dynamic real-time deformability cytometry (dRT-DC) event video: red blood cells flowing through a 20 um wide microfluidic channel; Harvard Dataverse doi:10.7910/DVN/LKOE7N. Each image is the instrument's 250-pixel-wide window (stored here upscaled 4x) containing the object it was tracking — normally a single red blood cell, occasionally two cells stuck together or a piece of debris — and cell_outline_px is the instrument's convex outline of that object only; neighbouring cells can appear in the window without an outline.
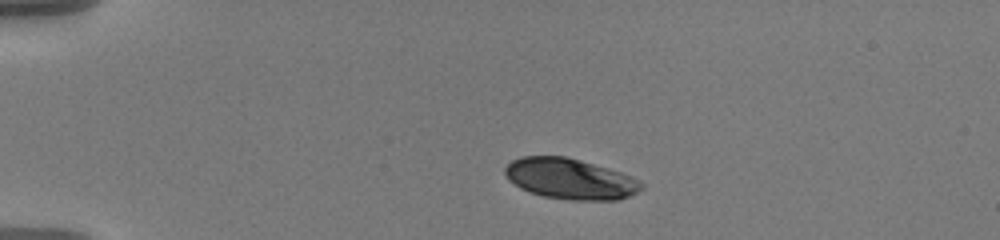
{"species": "human", "species_latin": "Homo sapiens", "temperature_condition": "warm", "stored_images_in_passage": 43, "camera_frame_rate_fps": 3000, "um_per_image_px": 0.085, "donor": {"sex": "male"}, "frame": {"image": 1, "passage_image": 1, "time_ms": 0.0, "image_size_px": [1000, 240], "cell_outline_px": [[644, 188], [620, 200], [568, 200], [544, 196], [528, 192], [520, 188], [508, 180], [504, 172], [504, 168], [512, 160], [520, 156], [564, 156], [608, 168], [620, 172], [644, 184]], "centroid_in_image_um": [48.41, 15.21], "position_along_channel_um": 36.6, "area_um2": 32.25}}
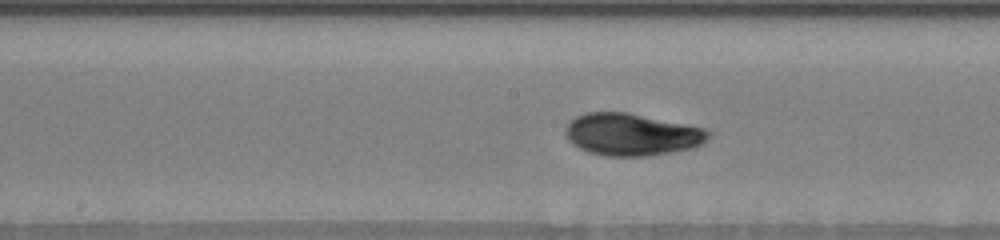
{"frame": {"image": 2, "passage_image": 19, "time_ms": 6.0, "image_size_px": [1000, 240], "cell_outline_px": [[712, 132], [708, 140], [692, 148], [672, 152], [648, 156], [608, 156], [588, 152], [572, 144], [568, 140], [564, 132], [564, 128], [576, 116], [584, 112], [628, 112], [704, 128]], "centroid_in_image_um": [53.69, 11.43], "position_along_channel_um": 194.5, "area_um2": 35.26}}
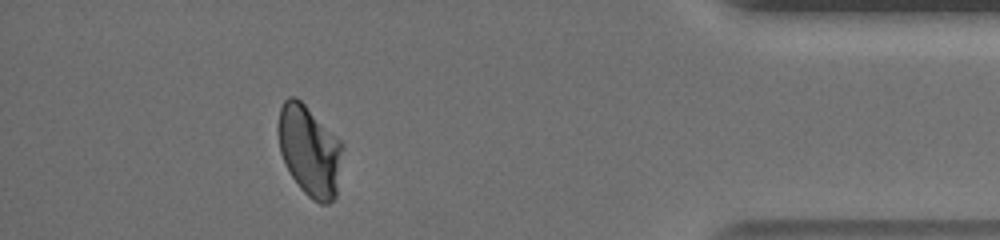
{"frame": {"image": 3, "passage_image": 40, "time_ms": 13.0, "image_size_px": [1000, 240], "cell_outline_px": [[344, 148], [336, 196], [328, 204], [320, 204], [312, 200], [300, 188], [292, 176], [280, 152], [276, 132], [276, 128], [280, 108], [284, 100], [288, 96], [296, 96], [344, 144]], "centroid_in_image_um": [26.3, 12.8], "position_along_channel_um": 408.9, "area_um2": 34.22}}